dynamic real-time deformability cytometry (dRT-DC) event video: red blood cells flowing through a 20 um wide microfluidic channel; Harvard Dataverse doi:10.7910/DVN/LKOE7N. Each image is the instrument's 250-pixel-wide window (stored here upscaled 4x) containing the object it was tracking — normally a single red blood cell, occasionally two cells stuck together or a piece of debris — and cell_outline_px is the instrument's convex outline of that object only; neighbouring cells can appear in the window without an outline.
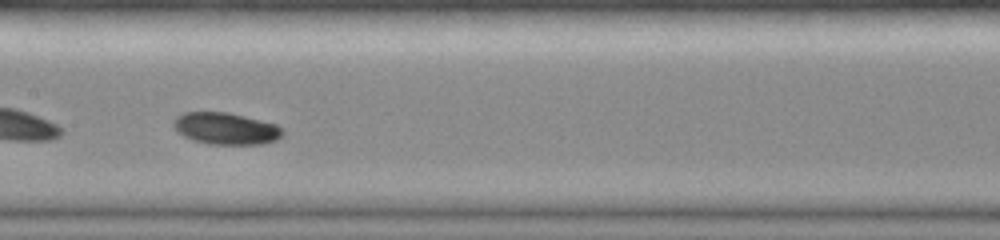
{"species": "common noctule bat (a hibernating species)", "species_latin": "Nyctalus noctula", "temperature_condition": "room temperature", "stored_images_in_passage": 11, "camera_frame_rate_fps": 3000, "um_per_image_px": 0.085, "animal": {"sex": "female", "body_mass_g": 19.0, "forearm_length_mm": 51.5}, "frame": {"image": 1, "passage_image": 10, "time_ms": 6.0, "image_size_px": [1000, 240], "cell_outline_px": [[284, 136], [276, 140], [264, 144], [208, 144], [192, 140], [176, 132], [172, 124], [172, 120], [176, 116], [184, 112], [228, 112], [276, 124], [284, 132]], "centroid_in_image_um": [19.17, 10.93], "position_along_channel_um": 188.2, "area_um2": 20.46}}